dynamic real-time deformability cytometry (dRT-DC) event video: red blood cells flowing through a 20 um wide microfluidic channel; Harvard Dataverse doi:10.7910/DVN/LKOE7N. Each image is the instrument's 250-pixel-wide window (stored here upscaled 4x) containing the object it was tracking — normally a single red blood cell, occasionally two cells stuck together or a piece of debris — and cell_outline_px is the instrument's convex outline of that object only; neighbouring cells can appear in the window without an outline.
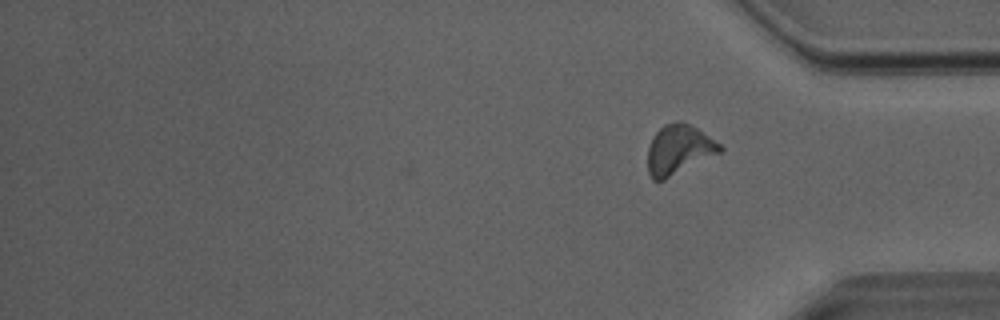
{"species": "Egyptian fruit bat (a non-hibernating species)", "species_latin": "Rousettus aegyptiacus", "temperature_condition": "room temperature", "stored_images_in_passage": 24, "camera_frame_rate_fps": 3000, "um_per_image_px": 0.085, "animal": {"sex": "male"}, "frame": {"image": 1, "passage_image": 24, "time_ms": 7.667, "image_size_px": [1000, 320], "cell_outline_px": [[724, 148], [720, 152], [664, 180], [652, 180], [648, 172], [648, 148], [652, 136], [664, 124], [676, 120], [680, 120], [696, 128], [720, 144]], "centroid_in_image_um": [57.66, 12.71], "position_along_channel_um": 377.5, "area_um2": 20.63}, "authors_computed_cell_mechanics": {"area_um2": 19.3052, "velocity_mm_per_s": 4.037, "shape_relaxation_time_tau1_ms": 9.7628, "shape_relaxation_time_tau2_ms": 2.1499, "deformation_change_tau1": 0.2406, "deformation_change_tau2": 0.1203}}